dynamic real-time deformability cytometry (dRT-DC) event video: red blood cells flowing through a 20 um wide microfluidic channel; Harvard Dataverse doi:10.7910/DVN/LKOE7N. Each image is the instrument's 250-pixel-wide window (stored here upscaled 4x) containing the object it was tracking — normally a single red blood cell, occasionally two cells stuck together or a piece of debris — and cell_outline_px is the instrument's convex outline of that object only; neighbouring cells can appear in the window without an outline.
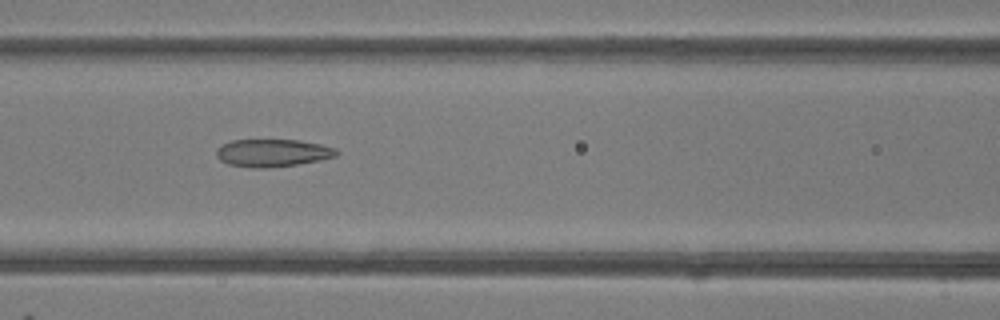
{"species": "common noctule bat (a hibernating species)", "species_latin": "Nyctalus noctula", "temperature_condition": "room temperature", "stored_images_in_passage": 35, "camera_frame_rate_fps": 3000, "um_per_image_px": 0.085, "animal": {"sex": "female"}, "frame": {"image": 1, "passage_image": 8, "time_ms": 2.333, "image_size_px": [1000, 320], "cell_outline_px": [[340, 152], [336, 156], [320, 160], [296, 164], [268, 168], [252, 168], [228, 164], [220, 160], [216, 156], [216, 148], [232, 140], [300, 140], [320, 144], [336, 148]], "centroid_in_image_um": [23.17, 13.0], "position_along_channel_um": 143.4, "area_um2": 19.36}}
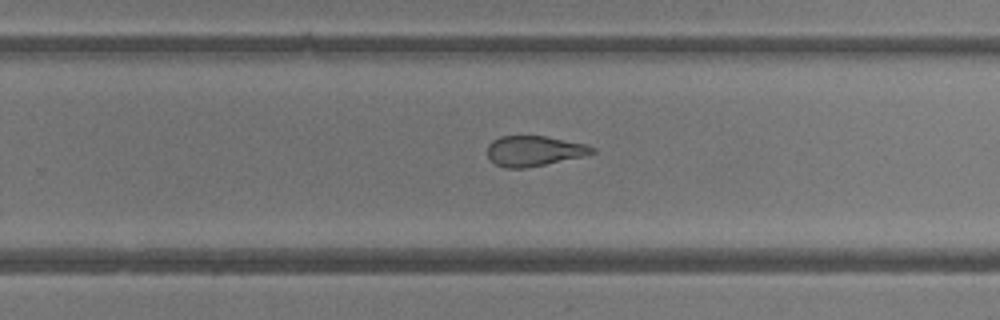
{"frame": {"image": 2, "passage_image": 18, "time_ms": 5.667, "image_size_px": [1000, 320], "cell_outline_px": [[596, 152], [584, 156], [524, 168], [504, 168], [496, 164], [488, 156], [488, 144], [492, 140], [500, 136], [544, 136], [588, 144], [596, 148]], "centroid_in_image_um": [45.42, 12.82], "position_along_channel_um": 284.4, "area_um2": 18.44}}
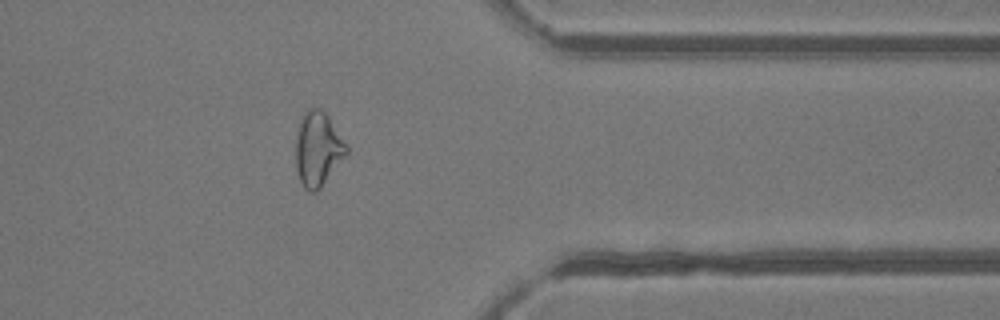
{"frame": {"image": 3, "passage_image": 26, "time_ms": 8.333, "image_size_px": [1000, 320], "cell_outline_px": [[348, 152], [320, 188], [316, 192], [308, 192], [304, 188], [300, 180], [296, 168], [296, 140], [300, 120], [304, 112], [308, 108], [320, 108], [328, 116], [348, 144]], "centroid_in_image_um": [27.02, 12.66], "position_along_channel_um": 384.4, "area_um2": 21.91}, "authors_computed_cell_mechanics": {"area_um2": 20.519, "velocity_mm_per_s": 4.2383, "shape_relaxation_time_tau1_ms": 10.6428, "shape_relaxation_time_tau2_ms": 1.8384, "deformation_change_tau1": 0.2183, "deformation_change_tau2": 0.103}}